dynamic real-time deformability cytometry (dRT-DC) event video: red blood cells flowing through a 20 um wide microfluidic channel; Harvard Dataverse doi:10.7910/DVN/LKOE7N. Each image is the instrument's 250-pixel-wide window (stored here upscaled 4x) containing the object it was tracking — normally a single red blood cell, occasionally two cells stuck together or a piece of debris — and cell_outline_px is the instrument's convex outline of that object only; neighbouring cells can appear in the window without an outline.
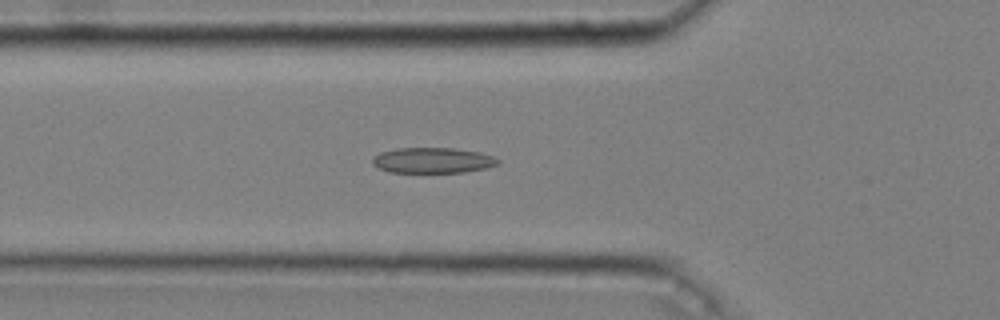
{"species": "common noctule bat (a hibernating species)", "species_latin": "Nyctalus noctula", "temperature_condition": "cold", "stored_images_in_passage": 41, "camera_frame_rate_fps": 3000, "um_per_image_px": 0.085, "animal": {"sex": "male", "body_mass_g": 20.4}, "frame": {"image": 1, "passage_image": 7, "time_ms": 2.0, "image_size_px": [1000, 320], "cell_outline_px": [[500, 164], [484, 168], [464, 172], [388, 172], [372, 164], [372, 160], [380, 152], [396, 148], [452, 148], [480, 152], [492, 156], [500, 160]], "centroid_in_image_um": [36.79, 13.62], "position_along_channel_um": 89.0, "area_um2": 18.55}}
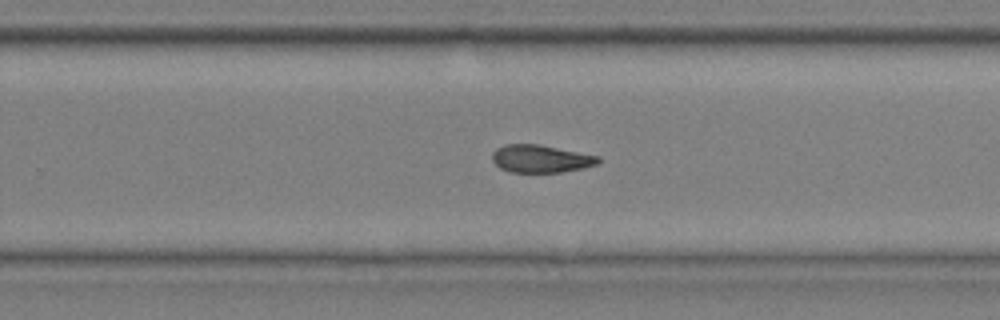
{"frame": {"image": 2, "passage_image": 23, "time_ms": 7.333, "image_size_px": [1000, 320], "cell_outline_px": [[600, 164], [584, 168], [560, 172], [508, 172], [500, 168], [492, 160], [492, 152], [496, 148], [504, 144], [540, 144], [600, 156]], "centroid_in_image_um": [45.98, 13.49], "position_along_channel_um": 283.8, "area_um2": 17.34}}
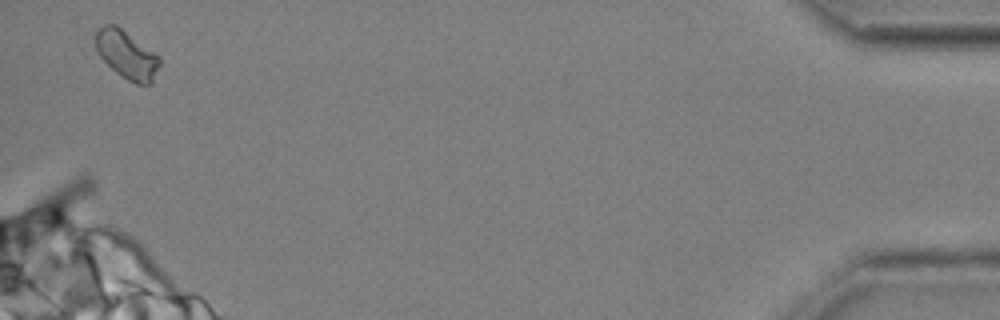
{"frame": {"image": 3, "passage_image": 40, "time_ms": 13.0, "image_size_px": [1000, 320], "cell_outline_px": [[160, 64], [152, 84], [136, 84], [128, 80], [116, 72], [96, 52], [96, 32], [104, 24], [116, 24], [160, 56]], "centroid_in_image_um": [10.79, 4.65], "position_along_channel_um": 424.4, "area_um2": 17.86}, "authors_computed_cell_mechanics": {"area_um2": 17.5134, "velocity_mm_per_s": 3.6558, "shape_relaxation_time_tau1_ms": null, "shape_relaxation_time_tau2_ms": 3.9285, "deformation_change_tau1": null, "deformation_change_tau2": 0.1081}}